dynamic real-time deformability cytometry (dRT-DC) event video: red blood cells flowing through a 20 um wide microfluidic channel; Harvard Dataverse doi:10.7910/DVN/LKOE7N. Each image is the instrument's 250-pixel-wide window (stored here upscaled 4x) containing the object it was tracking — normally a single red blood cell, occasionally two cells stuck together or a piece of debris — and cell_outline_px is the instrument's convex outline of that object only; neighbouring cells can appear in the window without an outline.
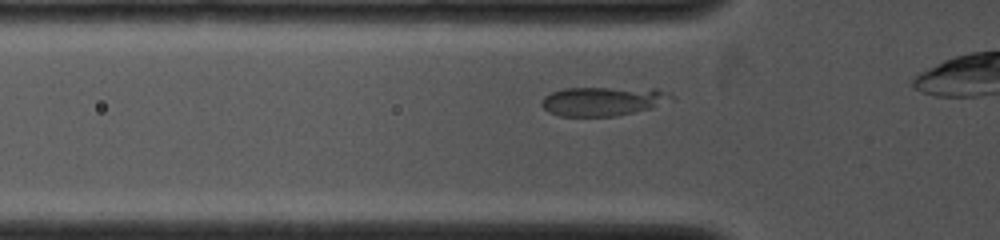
{"species": "common noctule bat (a hibernating species)", "species_latin": "Nyctalus noctula", "temperature_condition": "cold", "stored_images_in_passage": 11, "camera_frame_rate_fps": 4000, "um_per_image_px": 0.085, "animal": {"sex": "female", "body_mass_g": 19.0, "forearm_length_mm": 53.3}, "frame": {"image": 1, "passage_image": 5, "time_ms": 0.75, "image_size_px": [1000, 240], "cell_outline_px": [[672, 96], [652, 108], [616, 116], [560, 116], [548, 112], [540, 104], [540, 100], [544, 96], [552, 92], [564, 88], [656, 88]], "centroid_in_image_um": [51.14, 8.6], "position_along_channel_um": 74.7, "area_um2": 21.73}}